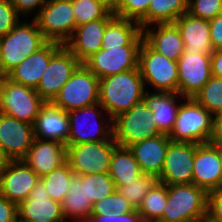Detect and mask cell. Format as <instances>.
I'll use <instances>...</instances> for the list:
<instances>
[{
    "instance_id": "obj_1",
    "label": "cell",
    "mask_w": 222,
    "mask_h": 222,
    "mask_svg": "<svg viewBox=\"0 0 222 222\" xmlns=\"http://www.w3.org/2000/svg\"><path fill=\"white\" fill-rule=\"evenodd\" d=\"M147 91L137 67L101 78L99 81V104L113 119L142 101Z\"/></svg>"
},
{
    "instance_id": "obj_2",
    "label": "cell",
    "mask_w": 222,
    "mask_h": 222,
    "mask_svg": "<svg viewBox=\"0 0 222 222\" xmlns=\"http://www.w3.org/2000/svg\"><path fill=\"white\" fill-rule=\"evenodd\" d=\"M24 18L10 32L0 37L1 77L6 76L12 69L48 42L38 29L34 19L24 20Z\"/></svg>"
},
{
    "instance_id": "obj_3",
    "label": "cell",
    "mask_w": 222,
    "mask_h": 222,
    "mask_svg": "<svg viewBox=\"0 0 222 222\" xmlns=\"http://www.w3.org/2000/svg\"><path fill=\"white\" fill-rule=\"evenodd\" d=\"M208 193L194 183L167 185V203L157 222H196L207 219Z\"/></svg>"
},
{
    "instance_id": "obj_4",
    "label": "cell",
    "mask_w": 222,
    "mask_h": 222,
    "mask_svg": "<svg viewBox=\"0 0 222 222\" xmlns=\"http://www.w3.org/2000/svg\"><path fill=\"white\" fill-rule=\"evenodd\" d=\"M214 118L194 98H184L168 136L172 142L210 143L214 132Z\"/></svg>"
},
{
    "instance_id": "obj_5",
    "label": "cell",
    "mask_w": 222,
    "mask_h": 222,
    "mask_svg": "<svg viewBox=\"0 0 222 222\" xmlns=\"http://www.w3.org/2000/svg\"><path fill=\"white\" fill-rule=\"evenodd\" d=\"M68 117V145L107 141L113 136V119L99 103L69 111Z\"/></svg>"
},
{
    "instance_id": "obj_6",
    "label": "cell",
    "mask_w": 222,
    "mask_h": 222,
    "mask_svg": "<svg viewBox=\"0 0 222 222\" xmlns=\"http://www.w3.org/2000/svg\"><path fill=\"white\" fill-rule=\"evenodd\" d=\"M112 126L113 138L119 147L128 148L161 134L144 99L113 118Z\"/></svg>"
},
{
    "instance_id": "obj_7",
    "label": "cell",
    "mask_w": 222,
    "mask_h": 222,
    "mask_svg": "<svg viewBox=\"0 0 222 222\" xmlns=\"http://www.w3.org/2000/svg\"><path fill=\"white\" fill-rule=\"evenodd\" d=\"M138 68L147 89L149 86L155 92L178 93L177 61L156 52L144 40L139 48Z\"/></svg>"
},
{
    "instance_id": "obj_8",
    "label": "cell",
    "mask_w": 222,
    "mask_h": 222,
    "mask_svg": "<svg viewBox=\"0 0 222 222\" xmlns=\"http://www.w3.org/2000/svg\"><path fill=\"white\" fill-rule=\"evenodd\" d=\"M46 102L32 87L15 83L2 76L0 79V112L32 124Z\"/></svg>"
},
{
    "instance_id": "obj_9",
    "label": "cell",
    "mask_w": 222,
    "mask_h": 222,
    "mask_svg": "<svg viewBox=\"0 0 222 222\" xmlns=\"http://www.w3.org/2000/svg\"><path fill=\"white\" fill-rule=\"evenodd\" d=\"M99 81L81 63L51 103L67 112L96 105L99 103Z\"/></svg>"
},
{
    "instance_id": "obj_10",
    "label": "cell",
    "mask_w": 222,
    "mask_h": 222,
    "mask_svg": "<svg viewBox=\"0 0 222 222\" xmlns=\"http://www.w3.org/2000/svg\"><path fill=\"white\" fill-rule=\"evenodd\" d=\"M116 147L113 136L107 141L67 145L66 163L77 176L109 173L111 156Z\"/></svg>"
},
{
    "instance_id": "obj_11",
    "label": "cell",
    "mask_w": 222,
    "mask_h": 222,
    "mask_svg": "<svg viewBox=\"0 0 222 222\" xmlns=\"http://www.w3.org/2000/svg\"><path fill=\"white\" fill-rule=\"evenodd\" d=\"M33 19L48 42L64 45L76 29L72 0H47Z\"/></svg>"
},
{
    "instance_id": "obj_12",
    "label": "cell",
    "mask_w": 222,
    "mask_h": 222,
    "mask_svg": "<svg viewBox=\"0 0 222 222\" xmlns=\"http://www.w3.org/2000/svg\"><path fill=\"white\" fill-rule=\"evenodd\" d=\"M178 94L193 98L212 77L211 53L183 52L177 60Z\"/></svg>"
},
{
    "instance_id": "obj_13",
    "label": "cell",
    "mask_w": 222,
    "mask_h": 222,
    "mask_svg": "<svg viewBox=\"0 0 222 222\" xmlns=\"http://www.w3.org/2000/svg\"><path fill=\"white\" fill-rule=\"evenodd\" d=\"M81 62L63 45L52 57L36 87L37 94L52 102Z\"/></svg>"
},
{
    "instance_id": "obj_14",
    "label": "cell",
    "mask_w": 222,
    "mask_h": 222,
    "mask_svg": "<svg viewBox=\"0 0 222 222\" xmlns=\"http://www.w3.org/2000/svg\"><path fill=\"white\" fill-rule=\"evenodd\" d=\"M190 142H170L159 182L165 185L193 183L196 147Z\"/></svg>"
},
{
    "instance_id": "obj_15",
    "label": "cell",
    "mask_w": 222,
    "mask_h": 222,
    "mask_svg": "<svg viewBox=\"0 0 222 222\" xmlns=\"http://www.w3.org/2000/svg\"><path fill=\"white\" fill-rule=\"evenodd\" d=\"M140 46L100 49L83 64L99 79L138 67Z\"/></svg>"
},
{
    "instance_id": "obj_16",
    "label": "cell",
    "mask_w": 222,
    "mask_h": 222,
    "mask_svg": "<svg viewBox=\"0 0 222 222\" xmlns=\"http://www.w3.org/2000/svg\"><path fill=\"white\" fill-rule=\"evenodd\" d=\"M18 221L67 222L61 203L50 198L41 179L18 205Z\"/></svg>"
},
{
    "instance_id": "obj_17",
    "label": "cell",
    "mask_w": 222,
    "mask_h": 222,
    "mask_svg": "<svg viewBox=\"0 0 222 222\" xmlns=\"http://www.w3.org/2000/svg\"><path fill=\"white\" fill-rule=\"evenodd\" d=\"M193 183L207 193L222 187L221 149L211 142L196 147Z\"/></svg>"
},
{
    "instance_id": "obj_18",
    "label": "cell",
    "mask_w": 222,
    "mask_h": 222,
    "mask_svg": "<svg viewBox=\"0 0 222 222\" xmlns=\"http://www.w3.org/2000/svg\"><path fill=\"white\" fill-rule=\"evenodd\" d=\"M39 179L23 160H11L0 174V195L19 205L28 198Z\"/></svg>"
},
{
    "instance_id": "obj_19",
    "label": "cell",
    "mask_w": 222,
    "mask_h": 222,
    "mask_svg": "<svg viewBox=\"0 0 222 222\" xmlns=\"http://www.w3.org/2000/svg\"><path fill=\"white\" fill-rule=\"evenodd\" d=\"M34 139L32 124L0 112V145L11 160H22Z\"/></svg>"
},
{
    "instance_id": "obj_20",
    "label": "cell",
    "mask_w": 222,
    "mask_h": 222,
    "mask_svg": "<svg viewBox=\"0 0 222 222\" xmlns=\"http://www.w3.org/2000/svg\"><path fill=\"white\" fill-rule=\"evenodd\" d=\"M63 46L57 42H47L37 52L32 53L22 63L12 69L6 77L11 81L36 89L51 57Z\"/></svg>"
},
{
    "instance_id": "obj_21",
    "label": "cell",
    "mask_w": 222,
    "mask_h": 222,
    "mask_svg": "<svg viewBox=\"0 0 222 222\" xmlns=\"http://www.w3.org/2000/svg\"><path fill=\"white\" fill-rule=\"evenodd\" d=\"M66 145L53 140L34 139L22 159L39 177L58 169L66 163Z\"/></svg>"
},
{
    "instance_id": "obj_22",
    "label": "cell",
    "mask_w": 222,
    "mask_h": 222,
    "mask_svg": "<svg viewBox=\"0 0 222 222\" xmlns=\"http://www.w3.org/2000/svg\"><path fill=\"white\" fill-rule=\"evenodd\" d=\"M33 129L36 139L58 141L67 146L70 134L68 112L51 102L45 103L35 118Z\"/></svg>"
},
{
    "instance_id": "obj_23",
    "label": "cell",
    "mask_w": 222,
    "mask_h": 222,
    "mask_svg": "<svg viewBox=\"0 0 222 222\" xmlns=\"http://www.w3.org/2000/svg\"><path fill=\"white\" fill-rule=\"evenodd\" d=\"M111 20L98 19L77 26L71 38L64 44L65 47L81 63H84L102 48V37L105 33L106 25Z\"/></svg>"
},
{
    "instance_id": "obj_24",
    "label": "cell",
    "mask_w": 222,
    "mask_h": 222,
    "mask_svg": "<svg viewBox=\"0 0 222 222\" xmlns=\"http://www.w3.org/2000/svg\"><path fill=\"white\" fill-rule=\"evenodd\" d=\"M142 34L153 50L170 60L177 61L184 52V43L175 23L153 24L143 28Z\"/></svg>"
},
{
    "instance_id": "obj_25",
    "label": "cell",
    "mask_w": 222,
    "mask_h": 222,
    "mask_svg": "<svg viewBox=\"0 0 222 222\" xmlns=\"http://www.w3.org/2000/svg\"><path fill=\"white\" fill-rule=\"evenodd\" d=\"M170 142L171 140L168 135L160 134L135 143L128 148L132 152L135 160L139 163L144 174L159 178Z\"/></svg>"
},
{
    "instance_id": "obj_26",
    "label": "cell",
    "mask_w": 222,
    "mask_h": 222,
    "mask_svg": "<svg viewBox=\"0 0 222 222\" xmlns=\"http://www.w3.org/2000/svg\"><path fill=\"white\" fill-rule=\"evenodd\" d=\"M181 34L187 53H212L210 21L184 13L174 22Z\"/></svg>"
},
{
    "instance_id": "obj_27",
    "label": "cell",
    "mask_w": 222,
    "mask_h": 222,
    "mask_svg": "<svg viewBox=\"0 0 222 222\" xmlns=\"http://www.w3.org/2000/svg\"><path fill=\"white\" fill-rule=\"evenodd\" d=\"M184 97L175 92L147 91L146 105L152 111L154 124L161 134L169 135L177 118V112Z\"/></svg>"
},
{
    "instance_id": "obj_28",
    "label": "cell",
    "mask_w": 222,
    "mask_h": 222,
    "mask_svg": "<svg viewBox=\"0 0 222 222\" xmlns=\"http://www.w3.org/2000/svg\"><path fill=\"white\" fill-rule=\"evenodd\" d=\"M143 34L140 24L134 20L114 17L105 28L102 49L122 46H140Z\"/></svg>"
},
{
    "instance_id": "obj_29",
    "label": "cell",
    "mask_w": 222,
    "mask_h": 222,
    "mask_svg": "<svg viewBox=\"0 0 222 222\" xmlns=\"http://www.w3.org/2000/svg\"><path fill=\"white\" fill-rule=\"evenodd\" d=\"M61 206L67 222H86L89 219L93 203L86 198L85 175H75L71 179L69 191Z\"/></svg>"
},
{
    "instance_id": "obj_30",
    "label": "cell",
    "mask_w": 222,
    "mask_h": 222,
    "mask_svg": "<svg viewBox=\"0 0 222 222\" xmlns=\"http://www.w3.org/2000/svg\"><path fill=\"white\" fill-rule=\"evenodd\" d=\"M143 174L129 148L117 146L114 149L110 160L109 175L115 186L133 183Z\"/></svg>"
},
{
    "instance_id": "obj_31",
    "label": "cell",
    "mask_w": 222,
    "mask_h": 222,
    "mask_svg": "<svg viewBox=\"0 0 222 222\" xmlns=\"http://www.w3.org/2000/svg\"><path fill=\"white\" fill-rule=\"evenodd\" d=\"M189 0H151L147 14L138 22L141 29L159 23H174L188 11Z\"/></svg>"
},
{
    "instance_id": "obj_32",
    "label": "cell",
    "mask_w": 222,
    "mask_h": 222,
    "mask_svg": "<svg viewBox=\"0 0 222 222\" xmlns=\"http://www.w3.org/2000/svg\"><path fill=\"white\" fill-rule=\"evenodd\" d=\"M167 203V185L158 182L144 197L137 211L143 222H157Z\"/></svg>"
},
{
    "instance_id": "obj_33",
    "label": "cell",
    "mask_w": 222,
    "mask_h": 222,
    "mask_svg": "<svg viewBox=\"0 0 222 222\" xmlns=\"http://www.w3.org/2000/svg\"><path fill=\"white\" fill-rule=\"evenodd\" d=\"M75 176L70 166L65 163L40 179L52 200L62 202L70 188V181Z\"/></svg>"
},
{
    "instance_id": "obj_34",
    "label": "cell",
    "mask_w": 222,
    "mask_h": 222,
    "mask_svg": "<svg viewBox=\"0 0 222 222\" xmlns=\"http://www.w3.org/2000/svg\"><path fill=\"white\" fill-rule=\"evenodd\" d=\"M193 98L214 117L222 114V78L212 76Z\"/></svg>"
},
{
    "instance_id": "obj_35",
    "label": "cell",
    "mask_w": 222,
    "mask_h": 222,
    "mask_svg": "<svg viewBox=\"0 0 222 222\" xmlns=\"http://www.w3.org/2000/svg\"><path fill=\"white\" fill-rule=\"evenodd\" d=\"M158 182L159 179L156 176L143 174L133 183L116 186V191L129 201L135 209H138L148 191Z\"/></svg>"
},
{
    "instance_id": "obj_36",
    "label": "cell",
    "mask_w": 222,
    "mask_h": 222,
    "mask_svg": "<svg viewBox=\"0 0 222 222\" xmlns=\"http://www.w3.org/2000/svg\"><path fill=\"white\" fill-rule=\"evenodd\" d=\"M76 27L98 19H113L115 15L96 0H72Z\"/></svg>"
},
{
    "instance_id": "obj_37",
    "label": "cell",
    "mask_w": 222,
    "mask_h": 222,
    "mask_svg": "<svg viewBox=\"0 0 222 222\" xmlns=\"http://www.w3.org/2000/svg\"><path fill=\"white\" fill-rule=\"evenodd\" d=\"M116 191V186L109 173L85 175V192L87 200L93 204Z\"/></svg>"
},
{
    "instance_id": "obj_38",
    "label": "cell",
    "mask_w": 222,
    "mask_h": 222,
    "mask_svg": "<svg viewBox=\"0 0 222 222\" xmlns=\"http://www.w3.org/2000/svg\"><path fill=\"white\" fill-rule=\"evenodd\" d=\"M222 12V0H189L190 15L204 20H212Z\"/></svg>"
},
{
    "instance_id": "obj_39",
    "label": "cell",
    "mask_w": 222,
    "mask_h": 222,
    "mask_svg": "<svg viewBox=\"0 0 222 222\" xmlns=\"http://www.w3.org/2000/svg\"><path fill=\"white\" fill-rule=\"evenodd\" d=\"M151 0H120L116 17L139 22L148 12Z\"/></svg>"
},
{
    "instance_id": "obj_40",
    "label": "cell",
    "mask_w": 222,
    "mask_h": 222,
    "mask_svg": "<svg viewBox=\"0 0 222 222\" xmlns=\"http://www.w3.org/2000/svg\"><path fill=\"white\" fill-rule=\"evenodd\" d=\"M20 18L9 0H0V37L10 32Z\"/></svg>"
},
{
    "instance_id": "obj_41",
    "label": "cell",
    "mask_w": 222,
    "mask_h": 222,
    "mask_svg": "<svg viewBox=\"0 0 222 222\" xmlns=\"http://www.w3.org/2000/svg\"><path fill=\"white\" fill-rule=\"evenodd\" d=\"M207 221L222 222V187L208 192Z\"/></svg>"
},
{
    "instance_id": "obj_42",
    "label": "cell",
    "mask_w": 222,
    "mask_h": 222,
    "mask_svg": "<svg viewBox=\"0 0 222 222\" xmlns=\"http://www.w3.org/2000/svg\"><path fill=\"white\" fill-rule=\"evenodd\" d=\"M86 222H143V220L137 209H134L127 214L112 211L106 215H91Z\"/></svg>"
},
{
    "instance_id": "obj_43",
    "label": "cell",
    "mask_w": 222,
    "mask_h": 222,
    "mask_svg": "<svg viewBox=\"0 0 222 222\" xmlns=\"http://www.w3.org/2000/svg\"><path fill=\"white\" fill-rule=\"evenodd\" d=\"M9 1L15 7L16 12L21 17V19L23 16H26L27 19L29 18L28 16L33 18L32 13L35 17L47 2V0H9ZM35 10L37 13L35 12Z\"/></svg>"
},
{
    "instance_id": "obj_44",
    "label": "cell",
    "mask_w": 222,
    "mask_h": 222,
    "mask_svg": "<svg viewBox=\"0 0 222 222\" xmlns=\"http://www.w3.org/2000/svg\"><path fill=\"white\" fill-rule=\"evenodd\" d=\"M0 222H18V205L1 195Z\"/></svg>"
},
{
    "instance_id": "obj_45",
    "label": "cell",
    "mask_w": 222,
    "mask_h": 222,
    "mask_svg": "<svg viewBox=\"0 0 222 222\" xmlns=\"http://www.w3.org/2000/svg\"><path fill=\"white\" fill-rule=\"evenodd\" d=\"M210 36L213 50L222 49V12L210 20Z\"/></svg>"
},
{
    "instance_id": "obj_46",
    "label": "cell",
    "mask_w": 222,
    "mask_h": 222,
    "mask_svg": "<svg viewBox=\"0 0 222 222\" xmlns=\"http://www.w3.org/2000/svg\"><path fill=\"white\" fill-rule=\"evenodd\" d=\"M115 212V192L93 204L91 215H106Z\"/></svg>"
},
{
    "instance_id": "obj_47",
    "label": "cell",
    "mask_w": 222,
    "mask_h": 222,
    "mask_svg": "<svg viewBox=\"0 0 222 222\" xmlns=\"http://www.w3.org/2000/svg\"><path fill=\"white\" fill-rule=\"evenodd\" d=\"M212 76L222 78V49L211 53Z\"/></svg>"
},
{
    "instance_id": "obj_48",
    "label": "cell",
    "mask_w": 222,
    "mask_h": 222,
    "mask_svg": "<svg viewBox=\"0 0 222 222\" xmlns=\"http://www.w3.org/2000/svg\"><path fill=\"white\" fill-rule=\"evenodd\" d=\"M211 143L219 148H222V114L214 118V132Z\"/></svg>"
},
{
    "instance_id": "obj_49",
    "label": "cell",
    "mask_w": 222,
    "mask_h": 222,
    "mask_svg": "<svg viewBox=\"0 0 222 222\" xmlns=\"http://www.w3.org/2000/svg\"><path fill=\"white\" fill-rule=\"evenodd\" d=\"M135 208L122 195L115 191V212L127 214Z\"/></svg>"
},
{
    "instance_id": "obj_50",
    "label": "cell",
    "mask_w": 222,
    "mask_h": 222,
    "mask_svg": "<svg viewBox=\"0 0 222 222\" xmlns=\"http://www.w3.org/2000/svg\"><path fill=\"white\" fill-rule=\"evenodd\" d=\"M98 3L102 4L111 13L115 14L120 4V0H96Z\"/></svg>"
},
{
    "instance_id": "obj_51",
    "label": "cell",
    "mask_w": 222,
    "mask_h": 222,
    "mask_svg": "<svg viewBox=\"0 0 222 222\" xmlns=\"http://www.w3.org/2000/svg\"><path fill=\"white\" fill-rule=\"evenodd\" d=\"M10 161L11 159L6 155V153L4 152V149L0 145V174L8 166Z\"/></svg>"
},
{
    "instance_id": "obj_52",
    "label": "cell",
    "mask_w": 222,
    "mask_h": 222,
    "mask_svg": "<svg viewBox=\"0 0 222 222\" xmlns=\"http://www.w3.org/2000/svg\"><path fill=\"white\" fill-rule=\"evenodd\" d=\"M18 222H42V221H18Z\"/></svg>"
},
{
    "instance_id": "obj_53",
    "label": "cell",
    "mask_w": 222,
    "mask_h": 222,
    "mask_svg": "<svg viewBox=\"0 0 222 222\" xmlns=\"http://www.w3.org/2000/svg\"><path fill=\"white\" fill-rule=\"evenodd\" d=\"M196 222H205V219H202V220H199V221H196Z\"/></svg>"
}]
</instances>
